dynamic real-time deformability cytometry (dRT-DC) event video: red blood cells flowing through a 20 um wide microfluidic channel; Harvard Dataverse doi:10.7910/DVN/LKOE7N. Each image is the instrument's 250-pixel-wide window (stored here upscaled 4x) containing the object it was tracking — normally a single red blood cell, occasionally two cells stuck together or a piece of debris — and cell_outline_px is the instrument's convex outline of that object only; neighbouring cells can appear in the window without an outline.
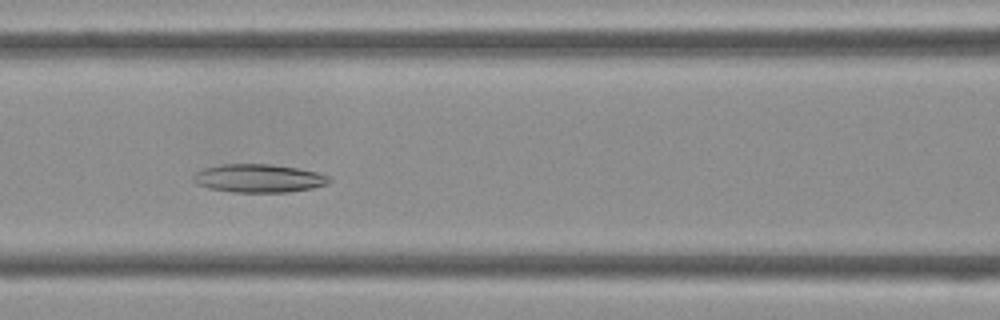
{"species": "Egyptian fruit bat (a non-hibernating species)", "species_latin": "Rousettus aegyptiacus", "temperature_condition": "cold", "stored_images_in_passage": 43, "camera_frame_rate_fps": 3000, "um_per_image_px": 0.085, "frame": {"image": 1, "passage_image": 18, "time_ms": 5.667, "image_size_px": [1000, 320], "cell_outline_px": [[332, 180], [328, 184], [312, 188], [288, 192], [232, 192], [208, 188], [196, 184], [192, 180], [192, 176], [196, 172], [204, 168], [220, 164], [272, 164], [296, 168], [316, 172], [332, 176]], "centroid_in_image_um": [21.99, 15.15], "position_along_channel_um": 144.6, "area_um2": 22.6}}
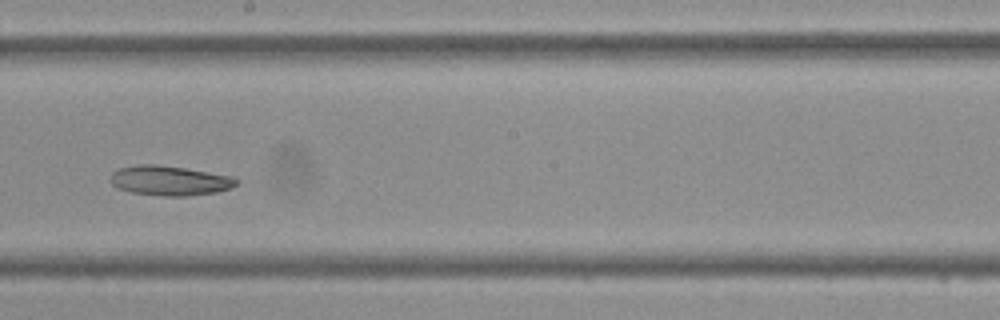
{"frame": {"image": 2, "passage_image": 24, "time_ms": 7.667, "image_size_px": [1000, 320], "cell_outline_px": [[240, 180], [232, 188], [216, 192], [184, 196], [164, 196], [132, 192], [116, 188], [112, 184], [112, 172], [120, 168], [136, 164], [156, 164], [184, 168], [232, 176]], "centroid_in_image_um": [14.43, 15.35], "position_along_channel_um": 233.8, "area_um2": 21.73}}
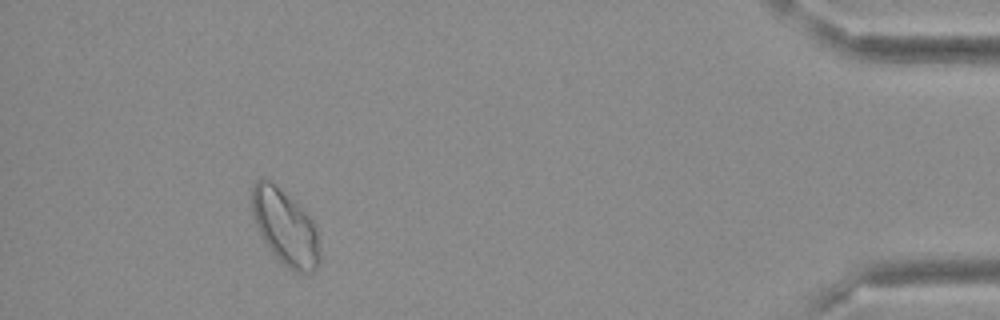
{"frame": {"image": 3, "passage_image": 40, "time_ms": 13.0, "image_size_px": [1000, 320], "cell_outline_px": [[320, 260], [316, 268], [312, 272], [296, 272], [288, 268], [272, 252], [256, 228], [252, 216], [252, 188], [256, 180], [268, 180], [296, 204], [312, 220], [316, 228], [320, 244]], "centroid_in_image_um": [24.25, 19.37], "position_along_channel_um": 411.0, "area_um2": 29.13}}